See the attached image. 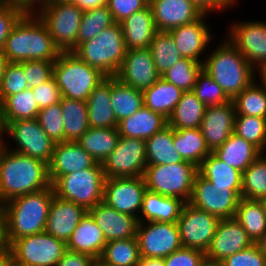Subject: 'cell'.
<instances>
[{
  "mask_svg": "<svg viewBox=\"0 0 266 266\" xmlns=\"http://www.w3.org/2000/svg\"><path fill=\"white\" fill-rule=\"evenodd\" d=\"M149 6L157 31H169L203 15L191 0H149Z\"/></svg>",
  "mask_w": 266,
  "mask_h": 266,
  "instance_id": "7402d4cb",
  "label": "cell"
},
{
  "mask_svg": "<svg viewBox=\"0 0 266 266\" xmlns=\"http://www.w3.org/2000/svg\"><path fill=\"white\" fill-rule=\"evenodd\" d=\"M262 254L266 257V233L256 242Z\"/></svg>",
  "mask_w": 266,
  "mask_h": 266,
  "instance_id": "2644e50d",
  "label": "cell"
},
{
  "mask_svg": "<svg viewBox=\"0 0 266 266\" xmlns=\"http://www.w3.org/2000/svg\"><path fill=\"white\" fill-rule=\"evenodd\" d=\"M167 125V119L145 105L133 115L118 122L120 136L147 140Z\"/></svg>",
  "mask_w": 266,
  "mask_h": 266,
  "instance_id": "f546056e",
  "label": "cell"
},
{
  "mask_svg": "<svg viewBox=\"0 0 266 266\" xmlns=\"http://www.w3.org/2000/svg\"><path fill=\"white\" fill-rule=\"evenodd\" d=\"M147 165H168L183 162L174 147V129L166 125L145 141Z\"/></svg>",
  "mask_w": 266,
  "mask_h": 266,
  "instance_id": "1f68e13d",
  "label": "cell"
},
{
  "mask_svg": "<svg viewBox=\"0 0 266 266\" xmlns=\"http://www.w3.org/2000/svg\"><path fill=\"white\" fill-rule=\"evenodd\" d=\"M8 246L9 245L6 238L5 221L3 213L0 210V251L6 249Z\"/></svg>",
  "mask_w": 266,
  "mask_h": 266,
  "instance_id": "03108f58",
  "label": "cell"
},
{
  "mask_svg": "<svg viewBox=\"0 0 266 266\" xmlns=\"http://www.w3.org/2000/svg\"><path fill=\"white\" fill-rule=\"evenodd\" d=\"M212 153L242 173L262 154L256 146L234 133Z\"/></svg>",
  "mask_w": 266,
  "mask_h": 266,
  "instance_id": "4dcf8cb0",
  "label": "cell"
},
{
  "mask_svg": "<svg viewBox=\"0 0 266 266\" xmlns=\"http://www.w3.org/2000/svg\"><path fill=\"white\" fill-rule=\"evenodd\" d=\"M198 266H222L221 263L204 259Z\"/></svg>",
  "mask_w": 266,
  "mask_h": 266,
  "instance_id": "8c879c8a",
  "label": "cell"
},
{
  "mask_svg": "<svg viewBox=\"0 0 266 266\" xmlns=\"http://www.w3.org/2000/svg\"><path fill=\"white\" fill-rule=\"evenodd\" d=\"M182 93L180 88L161 77L150 88L143 91L144 105L168 119L180 101Z\"/></svg>",
  "mask_w": 266,
  "mask_h": 266,
  "instance_id": "d6a6232c",
  "label": "cell"
},
{
  "mask_svg": "<svg viewBox=\"0 0 266 266\" xmlns=\"http://www.w3.org/2000/svg\"><path fill=\"white\" fill-rule=\"evenodd\" d=\"M232 101L236 115L266 118V86L261 81H253Z\"/></svg>",
  "mask_w": 266,
  "mask_h": 266,
  "instance_id": "60d3db41",
  "label": "cell"
},
{
  "mask_svg": "<svg viewBox=\"0 0 266 266\" xmlns=\"http://www.w3.org/2000/svg\"><path fill=\"white\" fill-rule=\"evenodd\" d=\"M205 253L198 249L181 247L164 258L165 266H198Z\"/></svg>",
  "mask_w": 266,
  "mask_h": 266,
  "instance_id": "6f0895ef",
  "label": "cell"
},
{
  "mask_svg": "<svg viewBox=\"0 0 266 266\" xmlns=\"http://www.w3.org/2000/svg\"><path fill=\"white\" fill-rule=\"evenodd\" d=\"M13 263L20 266H57L66 243L45 231L15 239L10 245Z\"/></svg>",
  "mask_w": 266,
  "mask_h": 266,
  "instance_id": "8fae6325",
  "label": "cell"
},
{
  "mask_svg": "<svg viewBox=\"0 0 266 266\" xmlns=\"http://www.w3.org/2000/svg\"><path fill=\"white\" fill-rule=\"evenodd\" d=\"M111 102L118 123L144 106L143 91L121 82L116 77H111Z\"/></svg>",
  "mask_w": 266,
  "mask_h": 266,
  "instance_id": "d590c367",
  "label": "cell"
},
{
  "mask_svg": "<svg viewBox=\"0 0 266 266\" xmlns=\"http://www.w3.org/2000/svg\"><path fill=\"white\" fill-rule=\"evenodd\" d=\"M1 3L14 4L23 7L26 11H34L42 0H0Z\"/></svg>",
  "mask_w": 266,
  "mask_h": 266,
  "instance_id": "6125c7cd",
  "label": "cell"
},
{
  "mask_svg": "<svg viewBox=\"0 0 266 266\" xmlns=\"http://www.w3.org/2000/svg\"><path fill=\"white\" fill-rule=\"evenodd\" d=\"M120 25L126 50L149 48L157 32L149 5L124 19Z\"/></svg>",
  "mask_w": 266,
  "mask_h": 266,
  "instance_id": "4316f807",
  "label": "cell"
},
{
  "mask_svg": "<svg viewBox=\"0 0 266 266\" xmlns=\"http://www.w3.org/2000/svg\"><path fill=\"white\" fill-rule=\"evenodd\" d=\"M149 48L153 56L155 68L160 75H163L183 58L168 31H157Z\"/></svg>",
  "mask_w": 266,
  "mask_h": 266,
  "instance_id": "ee69618b",
  "label": "cell"
},
{
  "mask_svg": "<svg viewBox=\"0 0 266 266\" xmlns=\"http://www.w3.org/2000/svg\"><path fill=\"white\" fill-rule=\"evenodd\" d=\"M27 11L14 4H0V50H2L5 40L10 35L14 25Z\"/></svg>",
  "mask_w": 266,
  "mask_h": 266,
  "instance_id": "db71d44e",
  "label": "cell"
},
{
  "mask_svg": "<svg viewBox=\"0 0 266 266\" xmlns=\"http://www.w3.org/2000/svg\"><path fill=\"white\" fill-rule=\"evenodd\" d=\"M23 71L29 88L40 86L53 77L55 61H22Z\"/></svg>",
  "mask_w": 266,
  "mask_h": 266,
  "instance_id": "f5cc1de1",
  "label": "cell"
},
{
  "mask_svg": "<svg viewBox=\"0 0 266 266\" xmlns=\"http://www.w3.org/2000/svg\"><path fill=\"white\" fill-rule=\"evenodd\" d=\"M136 239L144 257L165 258L183 247L177 223L138 222Z\"/></svg>",
  "mask_w": 266,
  "mask_h": 266,
  "instance_id": "2e32d148",
  "label": "cell"
},
{
  "mask_svg": "<svg viewBox=\"0 0 266 266\" xmlns=\"http://www.w3.org/2000/svg\"><path fill=\"white\" fill-rule=\"evenodd\" d=\"M222 266H266V257L256 243L227 257L221 262Z\"/></svg>",
  "mask_w": 266,
  "mask_h": 266,
  "instance_id": "11a10c76",
  "label": "cell"
},
{
  "mask_svg": "<svg viewBox=\"0 0 266 266\" xmlns=\"http://www.w3.org/2000/svg\"><path fill=\"white\" fill-rule=\"evenodd\" d=\"M95 259L89 255L66 250L57 266H92Z\"/></svg>",
  "mask_w": 266,
  "mask_h": 266,
  "instance_id": "94428289",
  "label": "cell"
},
{
  "mask_svg": "<svg viewBox=\"0 0 266 266\" xmlns=\"http://www.w3.org/2000/svg\"><path fill=\"white\" fill-rule=\"evenodd\" d=\"M23 71V62H9L0 82V100L29 88Z\"/></svg>",
  "mask_w": 266,
  "mask_h": 266,
  "instance_id": "816d5d0a",
  "label": "cell"
},
{
  "mask_svg": "<svg viewBox=\"0 0 266 266\" xmlns=\"http://www.w3.org/2000/svg\"><path fill=\"white\" fill-rule=\"evenodd\" d=\"M53 77L62 97L86 102L106 76L73 52H61L54 62Z\"/></svg>",
  "mask_w": 266,
  "mask_h": 266,
  "instance_id": "8992f818",
  "label": "cell"
},
{
  "mask_svg": "<svg viewBox=\"0 0 266 266\" xmlns=\"http://www.w3.org/2000/svg\"><path fill=\"white\" fill-rule=\"evenodd\" d=\"M204 56L202 69L223 89L230 100L255 81L258 72L228 40Z\"/></svg>",
  "mask_w": 266,
  "mask_h": 266,
  "instance_id": "277c9868",
  "label": "cell"
},
{
  "mask_svg": "<svg viewBox=\"0 0 266 266\" xmlns=\"http://www.w3.org/2000/svg\"><path fill=\"white\" fill-rule=\"evenodd\" d=\"M120 135L117 128L90 127L76 142L96 162L103 163L116 148Z\"/></svg>",
  "mask_w": 266,
  "mask_h": 266,
  "instance_id": "836d02e7",
  "label": "cell"
},
{
  "mask_svg": "<svg viewBox=\"0 0 266 266\" xmlns=\"http://www.w3.org/2000/svg\"><path fill=\"white\" fill-rule=\"evenodd\" d=\"M33 96L32 89L28 88L6 97L2 101L4 122L37 118L40 109Z\"/></svg>",
  "mask_w": 266,
  "mask_h": 266,
  "instance_id": "b9f144b4",
  "label": "cell"
},
{
  "mask_svg": "<svg viewBox=\"0 0 266 266\" xmlns=\"http://www.w3.org/2000/svg\"><path fill=\"white\" fill-rule=\"evenodd\" d=\"M149 5V0H108L107 6L113 20L121 23L133 13L138 12Z\"/></svg>",
  "mask_w": 266,
  "mask_h": 266,
  "instance_id": "9f6ffc18",
  "label": "cell"
},
{
  "mask_svg": "<svg viewBox=\"0 0 266 266\" xmlns=\"http://www.w3.org/2000/svg\"><path fill=\"white\" fill-rule=\"evenodd\" d=\"M252 244L243 226L235 219L220 220L212 242L205 252V259L221 263L227 257Z\"/></svg>",
  "mask_w": 266,
  "mask_h": 266,
  "instance_id": "ffe728a7",
  "label": "cell"
},
{
  "mask_svg": "<svg viewBox=\"0 0 266 266\" xmlns=\"http://www.w3.org/2000/svg\"><path fill=\"white\" fill-rule=\"evenodd\" d=\"M106 243L102 230L87 211L66 242V247L97 259L101 257Z\"/></svg>",
  "mask_w": 266,
  "mask_h": 266,
  "instance_id": "484cf974",
  "label": "cell"
},
{
  "mask_svg": "<svg viewBox=\"0 0 266 266\" xmlns=\"http://www.w3.org/2000/svg\"><path fill=\"white\" fill-rule=\"evenodd\" d=\"M41 2H73V0H42Z\"/></svg>",
  "mask_w": 266,
  "mask_h": 266,
  "instance_id": "2a66077c",
  "label": "cell"
},
{
  "mask_svg": "<svg viewBox=\"0 0 266 266\" xmlns=\"http://www.w3.org/2000/svg\"><path fill=\"white\" fill-rule=\"evenodd\" d=\"M236 111L233 101L206 106L200 130L211 152L220 147L233 133Z\"/></svg>",
  "mask_w": 266,
  "mask_h": 266,
  "instance_id": "44dd1931",
  "label": "cell"
},
{
  "mask_svg": "<svg viewBox=\"0 0 266 266\" xmlns=\"http://www.w3.org/2000/svg\"><path fill=\"white\" fill-rule=\"evenodd\" d=\"M54 195L51 185L42 191L16 197L0 206L8 245L15 239L45 231Z\"/></svg>",
  "mask_w": 266,
  "mask_h": 266,
  "instance_id": "3957f363",
  "label": "cell"
},
{
  "mask_svg": "<svg viewBox=\"0 0 266 266\" xmlns=\"http://www.w3.org/2000/svg\"><path fill=\"white\" fill-rule=\"evenodd\" d=\"M34 12L47 26L61 52H73L77 48L83 14L80 7L74 2H40Z\"/></svg>",
  "mask_w": 266,
  "mask_h": 266,
  "instance_id": "52a82bcc",
  "label": "cell"
},
{
  "mask_svg": "<svg viewBox=\"0 0 266 266\" xmlns=\"http://www.w3.org/2000/svg\"><path fill=\"white\" fill-rule=\"evenodd\" d=\"M202 70V63L182 58L169 68L161 77L180 88L183 92L192 91L197 75Z\"/></svg>",
  "mask_w": 266,
  "mask_h": 266,
  "instance_id": "c3c4849f",
  "label": "cell"
},
{
  "mask_svg": "<svg viewBox=\"0 0 266 266\" xmlns=\"http://www.w3.org/2000/svg\"><path fill=\"white\" fill-rule=\"evenodd\" d=\"M121 82L141 91L150 88L161 75L155 68L150 48L126 50L123 63L115 76Z\"/></svg>",
  "mask_w": 266,
  "mask_h": 266,
  "instance_id": "ac0fdd59",
  "label": "cell"
},
{
  "mask_svg": "<svg viewBox=\"0 0 266 266\" xmlns=\"http://www.w3.org/2000/svg\"><path fill=\"white\" fill-rule=\"evenodd\" d=\"M234 134L256 146L262 153L266 152V118L236 115Z\"/></svg>",
  "mask_w": 266,
  "mask_h": 266,
  "instance_id": "7dc6e473",
  "label": "cell"
},
{
  "mask_svg": "<svg viewBox=\"0 0 266 266\" xmlns=\"http://www.w3.org/2000/svg\"><path fill=\"white\" fill-rule=\"evenodd\" d=\"M61 103L40 109L37 120L44 132L54 143L64 141V121Z\"/></svg>",
  "mask_w": 266,
  "mask_h": 266,
  "instance_id": "f907efd6",
  "label": "cell"
},
{
  "mask_svg": "<svg viewBox=\"0 0 266 266\" xmlns=\"http://www.w3.org/2000/svg\"><path fill=\"white\" fill-rule=\"evenodd\" d=\"M6 138L2 141V146L14 152L39 159L46 164L50 163L55 144L44 132L37 118L17 120L5 123ZM15 140L16 144L11 147L7 141Z\"/></svg>",
  "mask_w": 266,
  "mask_h": 266,
  "instance_id": "30bf717a",
  "label": "cell"
},
{
  "mask_svg": "<svg viewBox=\"0 0 266 266\" xmlns=\"http://www.w3.org/2000/svg\"><path fill=\"white\" fill-rule=\"evenodd\" d=\"M137 266H165L164 258L140 256Z\"/></svg>",
  "mask_w": 266,
  "mask_h": 266,
  "instance_id": "e7e4bbea",
  "label": "cell"
},
{
  "mask_svg": "<svg viewBox=\"0 0 266 266\" xmlns=\"http://www.w3.org/2000/svg\"><path fill=\"white\" fill-rule=\"evenodd\" d=\"M32 93L39 109L59 103L62 97L54 77L40 86L32 88Z\"/></svg>",
  "mask_w": 266,
  "mask_h": 266,
  "instance_id": "680465c9",
  "label": "cell"
},
{
  "mask_svg": "<svg viewBox=\"0 0 266 266\" xmlns=\"http://www.w3.org/2000/svg\"><path fill=\"white\" fill-rule=\"evenodd\" d=\"M198 174L212 186L242 188V172L230 167L212 152L198 166Z\"/></svg>",
  "mask_w": 266,
  "mask_h": 266,
  "instance_id": "74e56055",
  "label": "cell"
},
{
  "mask_svg": "<svg viewBox=\"0 0 266 266\" xmlns=\"http://www.w3.org/2000/svg\"><path fill=\"white\" fill-rule=\"evenodd\" d=\"M114 23L112 14L107 5L84 10L77 36V47L85 41L93 39L102 30Z\"/></svg>",
  "mask_w": 266,
  "mask_h": 266,
  "instance_id": "bcb514c9",
  "label": "cell"
},
{
  "mask_svg": "<svg viewBox=\"0 0 266 266\" xmlns=\"http://www.w3.org/2000/svg\"><path fill=\"white\" fill-rule=\"evenodd\" d=\"M83 11L107 5L108 0H73Z\"/></svg>",
  "mask_w": 266,
  "mask_h": 266,
  "instance_id": "be15d7a7",
  "label": "cell"
},
{
  "mask_svg": "<svg viewBox=\"0 0 266 266\" xmlns=\"http://www.w3.org/2000/svg\"><path fill=\"white\" fill-rule=\"evenodd\" d=\"M146 166L145 140L124 136L102 163L106 178L143 177Z\"/></svg>",
  "mask_w": 266,
  "mask_h": 266,
  "instance_id": "4fadbf2b",
  "label": "cell"
},
{
  "mask_svg": "<svg viewBox=\"0 0 266 266\" xmlns=\"http://www.w3.org/2000/svg\"><path fill=\"white\" fill-rule=\"evenodd\" d=\"M105 174L102 163L60 176L53 184L54 194L83 206L87 211L103 202Z\"/></svg>",
  "mask_w": 266,
  "mask_h": 266,
  "instance_id": "ba28073f",
  "label": "cell"
},
{
  "mask_svg": "<svg viewBox=\"0 0 266 266\" xmlns=\"http://www.w3.org/2000/svg\"><path fill=\"white\" fill-rule=\"evenodd\" d=\"M242 188L212 186L197 174L189 204L218 217L220 220L235 218Z\"/></svg>",
  "mask_w": 266,
  "mask_h": 266,
  "instance_id": "7c38bea8",
  "label": "cell"
},
{
  "mask_svg": "<svg viewBox=\"0 0 266 266\" xmlns=\"http://www.w3.org/2000/svg\"><path fill=\"white\" fill-rule=\"evenodd\" d=\"M259 80L266 86V67L258 72Z\"/></svg>",
  "mask_w": 266,
  "mask_h": 266,
  "instance_id": "753ad0ef",
  "label": "cell"
},
{
  "mask_svg": "<svg viewBox=\"0 0 266 266\" xmlns=\"http://www.w3.org/2000/svg\"><path fill=\"white\" fill-rule=\"evenodd\" d=\"M64 141H77L89 128L87 102L61 97Z\"/></svg>",
  "mask_w": 266,
  "mask_h": 266,
  "instance_id": "8d00e7d4",
  "label": "cell"
},
{
  "mask_svg": "<svg viewBox=\"0 0 266 266\" xmlns=\"http://www.w3.org/2000/svg\"><path fill=\"white\" fill-rule=\"evenodd\" d=\"M89 125L92 128H117L111 102V77L100 82L87 99Z\"/></svg>",
  "mask_w": 266,
  "mask_h": 266,
  "instance_id": "f1b7e54d",
  "label": "cell"
},
{
  "mask_svg": "<svg viewBox=\"0 0 266 266\" xmlns=\"http://www.w3.org/2000/svg\"><path fill=\"white\" fill-rule=\"evenodd\" d=\"M220 219L188 202L184 204L177 221L183 247L208 250Z\"/></svg>",
  "mask_w": 266,
  "mask_h": 266,
  "instance_id": "9a60e30c",
  "label": "cell"
},
{
  "mask_svg": "<svg viewBox=\"0 0 266 266\" xmlns=\"http://www.w3.org/2000/svg\"><path fill=\"white\" fill-rule=\"evenodd\" d=\"M11 266H20V265H17V264H15V263H12V265Z\"/></svg>",
  "mask_w": 266,
  "mask_h": 266,
  "instance_id": "b9fcfbb0",
  "label": "cell"
},
{
  "mask_svg": "<svg viewBox=\"0 0 266 266\" xmlns=\"http://www.w3.org/2000/svg\"><path fill=\"white\" fill-rule=\"evenodd\" d=\"M206 105L192 91L182 93L167 124L173 129L200 128Z\"/></svg>",
  "mask_w": 266,
  "mask_h": 266,
  "instance_id": "e575fe53",
  "label": "cell"
},
{
  "mask_svg": "<svg viewBox=\"0 0 266 266\" xmlns=\"http://www.w3.org/2000/svg\"><path fill=\"white\" fill-rule=\"evenodd\" d=\"M97 162L76 141L56 143L48 164L51 185L63 175L93 167Z\"/></svg>",
  "mask_w": 266,
  "mask_h": 266,
  "instance_id": "603a6c76",
  "label": "cell"
},
{
  "mask_svg": "<svg viewBox=\"0 0 266 266\" xmlns=\"http://www.w3.org/2000/svg\"><path fill=\"white\" fill-rule=\"evenodd\" d=\"M174 147L183 160L196 166L211 153L200 128L174 129Z\"/></svg>",
  "mask_w": 266,
  "mask_h": 266,
  "instance_id": "f35d334b",
  "label": "cell"
},
{
  "mask_svg": "<svg viewBox=\"0 0 266 266\" xmlns=\"http://www.w3.org/2000/svg\"><path fill=\"white\" fill-rule=\"evenodd\" d=\"M92 266H112V265H109L105 263L103 260H101L100 258H97L93 261Z\"/></svg>",
  "mask_w": 266,
  "mask_h": 266,
  "instance_id": "34e18365",
  "label": "cell"
},
{
  "mask_svg": "<svg viewBox=\"0 0 266 266\" xmlns=\"http://www.w3.org/2000/svg\"><path fill=\"white\" fill-rule=\"evenodd\" d=\"M13 263L12 251L10 246L0 251V266H11Z\"/></svg>",
  "mask_w": 266,
  "mask_h": 266,
  "instance_id": "003e7915",
  "label": "cell"
},
{
  "mask_svg": "<svg viewBox=\"0 0 266 266\" xmlns=\"http://www.w3.org/2000/svg\"><path fill=\"white\" fill-rule=\"evenodd\" d=\"M9 61L7 57L4 55V52L0 50V82L2 80L3 74L5 72V69L8 65Z\"/></svg>",
  "mask_w": 266,
  "mask_h": 266,
  "instance_id": "a7ac6f4b",
  "label": "cell"
},
{
  "mask_svg": "<svg viewBox=\"0 0 266 266\" xmlns=\"http://www.w3.org/2000/svg\"><path fill=\"white\" fill-rule=\"evenodd\" d=\"M146 191L144 177L106 178L103 202L119 212L136 217L139 221Z\"/></svg>",
  "mask_w": 266,
  "mask_h": 266,
  "instance_id": "e0dca14e",
  "label": "cell"
},
{
  "mask_svg": "<svg viewBox=\"0 0 266 266\" xmlns=\"http://www.w3.org/2000/svg\"><path fill=\"white\" fill-rule=\"evenodd\" d=\"M197 174L198 166L184 160L168 165H147L143 177L148 191L187 203Z\"/></svg>",
  "mask_w": 266,
  "mask_h": 266,
  "instance_id": "9c48e42d",
  "label": "cell"
},
{
  "mask_svg": "<svg viewBox=\"0 0 266 266\" xmlns=\"http://www.w3.org/2000/svg\"><path fill=\"white\" fill-rule=\"evenodd\" d=\"M2 51L9 62L56 61L61 53L34 11H27L14 25Z\"/></svg>",
  "mask_w": 266,
  "mask_h": 266,
  "instance_id": "7a4b0ae2",
  "label": "cell"
},
{
  "mask_svg": "<svg viewBox=\"0 0 266 266\" xmlns=\"http://www.w3.org/2000/svg\"><path fill=\"white\" fill-rule=\"evenodd\" d=\"M259 201L263 207V211H264V214L266 216V197L259 199Z\"/></svg>",
  "mask_w": 266,
  "mask_h": 266,
  "instance_id": "11e5206c",
  "label": "cell"
},
{
  "mask_svg": "<svg viewBox=\"0 0 266 266\" xmlns=\"http://www.w3.org/2000/svg\"><path fill=\"white\" fill-rule=\"evenodd\" d=\"M208 14H203L194 22L173 28L168 32L175 41L176 48L183 58H187L203 64L202 55L210 47L211 41H214L215 34L206 23ZM213 34V35H212ZM207 49V50H206ZM201 57V58H200Z\"/></svg>",
  "mask_w": 266,
  "mask_h": 266,
  "instance_id": "d6986e66",
  "label": "cell"
},
{
  "mask_svg": "<svg viewBox=\"0 0 266 266\" xmlns=\"http://www.w3.org/2000/svg\"><path fill=\"white\" fill-rule=\"evenodd\" d=\"M185 202L176 197L146 191L139 222L177 223Z\"/></svg>",
  "mask_w": 266,
  "mask_h": 266,
  "instance_id": "83f0119b",
  "label": "cell"
},
{
  "mask_svg": "<svg viewBox=\"0 0 266 266\" xmlns=\"http://www.w3.org/2000/svg\"><path fill=\"white\" fill-rule=\"evenodd\" d=\"M50 186L48 164L0 146V206Z\"/></svg>",
  "mask_w": 266,
  "mask_h": 266,
  "instance_id": "6da1fadb",
  "label": "cell"
},
{
  "mask_svg": "<svg viewBox=\"0 0 266 266\" xmlns=\"http://www.w3.org/2000/svg\"><path fill=\"white\" fill-rule=\"evenodd\" d=\"M226 38L259 72L266 67V22L261 20L232 21Z\"/></svg>",
  "mask_w": 266,
  "mask_h": 266,
  "instance_id": "5bb4252c",
  "label": "cell"
},
{
  "mask_svg": "<svg viewBox=\"0 0 266 266\" xmlns=\"http://www.w3.org/2000/svg\"><path fill=\"white\" fill-rule=\"evenodd\" d=\"M241 197L259 200L266 197V154L262 153L242 173Z\"/></svg>",
  "mask_w": 266,
  "mask_h": 266,
  "instance_id": "f6af8a7d",
  "label": "cell"
},
{
  "mask_svg": "<svg viewBox=\"0 0 266 266\" xmlns=\"http://www.w3.org/2000/svg\"><path fill=\"white\" fill-rule=\"evenodd\" d=\"M235 219L256 243L266 233V216L259 200L240 198Z\"/></svg>",
  "mask_w": 266,
  "mask_h": 266,
  "instance_id": "ab89813d",
  "label": "cell"
},
{
  "mask_svg": "<svg viewBox=\"0 0 266 266\" xmlns=\"http://www.w3.org/2000/svg\"><path fill=\"white\" fill-rule=\"evenodd\" d=\"M139 258L136 237L107 242L100 257L101 260L112 266H137Z\"/></svg>",
  "mask_w": 266,
  "mask_h": 266,
  "instance_id": "7bdbcfd3",
  "label": "cell"
},
{
  "mask_svg": "<svg viewBox=\"0 0 266 266\" xmlns=\"http://www.w3.org/2000/svg\"><path fill=\"white\" fill-rule=\"evenodd\" d=\"M73 53L106 77H115L126 55L120 23L105 28L93 39L80 44Z\"/></svg>",
  "mask_w": 266,
  "mask_h": 266,
  "instance_id": "5b68a950",
  "label": "cell"
},
{
  "mask_svg": "<svg viewBox=\"0 0 266 266\" xmlns=\"http://www.w3.org/2000/svg\"><path fill=\"white\" fill-rule=\"evenodd\" d=\"M5 122L3 117L2 101L0 100V142L2 143L5 138Z\"/></svg>",
  "mask_w": 266,
  "mask_h": 266,
  "instance_id": "89a4df30",
  "label": "cell"
},
{
  "mask_svg": "<svg viewBox=\"0 0 266 266\" xmlns=\"http://www.w3.org/2000/svg\"><path fill=\"white\" fill-rule=\"evenodd\" d=\"M107 242L136 237L138 219L132 215L119 212L104 202L88 210Z\"/></svg>",
  "mask_w": 266,
  "mask_h": 266,
  "instance_id": "cb8c5ba5",
  "label": "cell"
},
{
  "mask_svg": "<svg viewBox=\"0 0 266 266\" xmlns=\"http://www.w3.org/2000/svg\"><path fill=\"white\" fill-rule=\"evenodd\" d=\"M203 14H211L214 12L231 9L237 6L238 0H191ZM212 11V12H211Z\"/></svg>",
  "mask_w": 266,
  "mask_h": 266,
  "instance_id": "91938a15",
  "label": "cell"
},
{
  "mask_svg": "<svg viewBox=\"0 0 266 266\" xmlns=\"http://www.w3.org/2000/svg\"><path fill=\"white\" fill-rule=\"evenodd\" d=\"M192 92L206 106L220 105L231 101L223 89L203 69L197 75Z\"/></svg>",
  "mask_w": 266,
  "mask_h": 266,
  "instance_id": "681fc988",
  "label": "cell"
},
{
  "mask_svg": "<svg viewBox=\"0 0 266 266\" xmlns=\"http://www.w3.org/2000/svg\"><path fill=\"white\" fill-rule=\"evenodd\" d=\"M86 213L87 210L83 206L54 195L45 232L66 243Z\"/></svg>",
  "mask_w": 266,
  "mask_h": 266,
  "instance_id": "d4e9b609",
  "label": "cell"
}]
</instances>
